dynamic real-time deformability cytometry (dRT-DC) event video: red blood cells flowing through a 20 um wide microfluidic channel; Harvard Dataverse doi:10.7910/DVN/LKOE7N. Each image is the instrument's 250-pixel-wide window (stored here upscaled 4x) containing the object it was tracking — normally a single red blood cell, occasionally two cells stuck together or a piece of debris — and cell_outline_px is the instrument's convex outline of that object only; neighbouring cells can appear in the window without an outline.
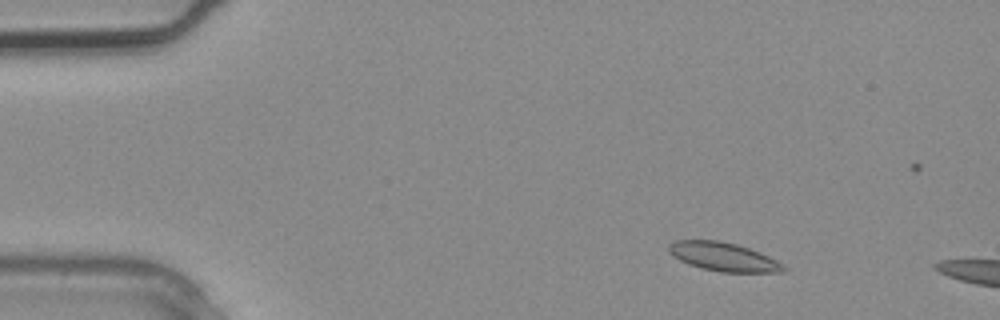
{"species": "common noctule bat (a hibernating species)", "species_latin": "Nyctalus noctula", "temperature_condition": "warm", "stored_images_in_passage": 2, "camera_frame_rate_fps": 3000, "um_per_image_px": 0.085, "animal": {"sex": "male", "body_mass_g": 20.4}, "frame": {"image": 1, "passage_image": 1, "time_ms": 0.0, "image_size_px": [1000, 320], "cell_outline_px": [[788, 268], [784, 272], [720, 272], [700, 268], [688, 264], [680, 260], [668, 252], [668, 244], [676, 240], [720, 240], [736, 244], [760, 252], [776, 260]], "centroid_in_image_um": [61.48, 21.83], "position_along_channel_um": 23.5, "area_um2": 19.25}}